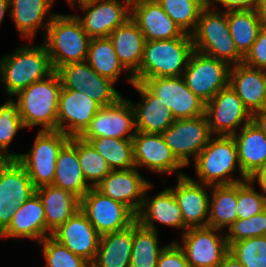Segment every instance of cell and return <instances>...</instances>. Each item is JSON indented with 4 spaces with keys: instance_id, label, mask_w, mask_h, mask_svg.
I'll return each instance as SVG.
<instances>
[{
    "instance_id": "obj_15",
    "label": "cell",
    "mask_w": 266,
    "mask_h": 267,
    "mask_svg": "<svg viewBox=\"0 0 266 267\" xmlns=\"http://www.w3.org/2000/svg\"><path fill=\"white\" fill-rule=\"evenodd\" d=\"M205 115L211 133L218 136H233L239 125L251 122L250 112L230 86L220 90L205 104Z\"/></svg>"
},
{
    "instance_id": "obj_26",
    "label": "cell",
    "mask_w": 266,
    "mask_h": 267,
    "mask_svg": "<svg viewBox=\"0 0 266 267\" xmlns=\"http://www.w3.org/2000/svg\"><path fill=\"white\" fill-rule=\"evenodd\" d=\"M35 193L45 210V238L47 231L50 236L80 209L79 198L52 184L36 188Z\"/></svg>"
},
{
    "instance_id": "obj_5",
    "label": "cell",
    "mask_w": 266,
    "mask_h": 267,
    "mask_svg": "<svg viewBox=\"0 0 266 267\" xmlns=\"http://www.w3.org/2000/svg\"><path fill=\"white\" fill-rule=\"evenodd\" d=\"M15 51L0 60L1 81L11 96L54 72L44 44L35 47L24 45Z\"/></svg>"
},
{
    "instance_id": "obj_27",
    "label": "cell",
    "mask_w": 266,
    "mask_h": 267,
    "mask_svg": "<svg viewBox=\"0 0 266 267\" xmlns=\"http://www.w3.org/2000/svg\"><path fill=\"white\" fill-rule=\"evenodd\" d=\"M108 38L113 44L120 63L131 76L129 82L132 85V76L139 70L145 45V37L137 23L129 18L124 24L115 29Z\"/></svg>"
},
{
    "instance_id": "obj_4",
    "label": "cell",
    "mask_w": 266,
    "mask_h": 267,
    "mask_svg": "<svg viewBox=\"0 0 266 267\" xmlns=\"http://www.w3.org/2000/svg\"><path fill=\"white\" fill-rule=\"evenodd\" d=\"M210 9L206 6L200 12L196 30L191 34L194 50L230 66L243 63L244 57L237 51L230 34L227 11L220 13Z\"/></svg>"
},
{
    "instance_id": "obj_1",
    "label": "cell",
    "mask_w": 266,
    "mask_h": 267,
    "mask_svg": "<svg viewBox=\"0 0 266 267\" xmlns=\"http://www.w3.org/2000/svg\"><path fill=\"white\" fill-rule=\"evenodd\" d=\"M193 51L192 35L187 33L174 39L145 41L139 70L132 78L143 83L148 78L182 76Z\"/></svg>"
},
{
    "instance_id": "obj_37",
    "label": "cell",
    "mask_w": 266,
    "mask_h": 267,
    "mask_svg": "<svg viewBox=\"0 0 266 267\" xmlns=\"http://www.w3.org/2000/svg\"><path fill=\"white\" fill-rule=\"evenodd\" d=\"M89 142L104 157L111 170L135 167L132 139L100 137L93 138Z\"/></svg>"
},
{
    "instance_id": "obj_10",
    "label": "cell",
    "mask_w": 266,
    "mask_h": 267,
    "mask_svg": "<svg viewBox=\"0 0 266 267\" xmlns=\"http://www.w3.org/2000/svg\"><path fill=\"white\" fill-rule=\"evenodd\" d=\"M35 191L27 171L16 159L0 165V234L11 223L16 209Z\"/></svg>"
},
{
    "instance_id": "obj_18",
    "label": "cell",
    "mask_w": 266,
    "mask_h": 267,
    "mask_svg": "<svg viewBox=\"0 0 266 267\" xmlns=\"http://www.w3.org/2000/svg\"><path fill=\"white\" fill-rule=\"evenodd\" d=\"M151 186L150 182L145 180L134 167L125 170H111L95 188L103 195L125 204L137 214L143 198Z\"/></svg>"
},
{
    "instance_id": "obj_44",
    "label": "cell",
    "mask_w": 266,
    "mask_h": 267,
    "mask_svg": "<svg viewBox=\"0 0 266 267\" xmlns=\"http://www.w3.org/2000/svg\"><path fill=\"white\" fill-rule=\"evenodd\" d=\"M112 80L99 75L89 65V82L82 92L96 101L101 107L116 103L122 96L113 87Z\"/></svg>"
},
{
    "instance_id": "obj_55",
    "label": "cell",
    "mask_w": 266,
    "mask_h": 267,
    "mask_svg": "<svg viewBox=\"0 0 266 267\" xmlns=\"http://www.w3.org/2000/svg\"><path fill=\"white\" fill-rule=\"evenodd\" d=\"M68 1L74 7L75 1H77V3L83 4V3H87V2H90V1H96V0H68Z\"/></svg>"
},
{
    "instance_id": "obj_51",
    "label": "cell",
    "mask_w": 266,
    "mask_h": 267,
    "mask_svg": "<svg viewBox=\"0 0 266 267\" xmlns=\"http://www.w3.org/2000/svg\"><path fill=\"white\" fill-rule=\"evenodd\" d=\"M251 122L266 136V108L252 113Z\"/></svg>"
},
{
    "instance_id": "obj_17",
    "label": "cell",
    "mask_w": 266,
    "mask_h": 267,
    "mask_svg": "<svg viewBox=\"0 0 266 267\" xmlns=\"http://www.w3.org/2000/svg\"><path fill=\"white\" fill-rule=\"evenodd\" d=\"M100 108L86 93L62 88L57 109V130L69 137L80 136ZM66 121L69 124L63 126Z\"/></svg>"
},
{
    "instance_id": "obj_56",
    "label": "cell",
    "mask_w": 266,
    "mask_h": 267,
    "mask_svg": "<svg viewBox=\"0 0 266 267\" xmlns=\"http://www.w3.org/2000/svg\"><path fill=\"white\" fill-rule=\"evenodd\" d=\"M9 158L0 151V165L4 164Z\"/></svg>"
},
{
    "instance_id": "obj_40",
    "label": "cell",
    "mask_w": 266,
    "mask_h": 267,
    "mask_svg": "<svg viewBox=\"0 0 266 267\" xmlns=\"http://www.w3.org/2000/svg\"><path fill=\"white\" fill-rule=\"evenodd\" d=\"M229 253L244 267H266V236L234 242L229 246Z\"/></svg>"
},
{
    "instance_id": "obj_53",
    "label": "cell",
    "mask_w": 266,
    "mask_h": 267,
    "mask_svg": "<svg viewBox=\"0 0 266 267\" xmlns=\"http://www.w3.org/2000/svg\"><path fill=\"white\" fill-rule=\"evenodd\" d=\"M256 11L262 26L266 27V0H259Z\"/></svg>"
},
{
    "instance_id": "obj_6",
    "label": "cell",
    "mask_w": 266,
    "mask_h": 267,
    "mask_svg": "<svg viewBox=\"0 0 266 267\" xmlns=\"http://www.w3.org/2000/svg\"><path fill=\"white\" fill-rule=\"evenodd\" d=\"M196 173L204 185H229L248 180L238 161L237 147L233 136H216L202 149L195 161ZM238 166L242 179L232 178Z\"/></svg>"
},
{
    "instance_id": "obj_48",
    "label": "cell",
    "mask_w": 266,
    "mask_h": 267,
    "mask_svg": "<svg viewBox=\"0 0 266 267\" xmlns=\"http://www.w3.org/2000/svg\"><path fill=\"white\" fill-rule=\"evenodd\" d=\"M157 267H191L184 251L176 242L167 245L161 252Z\"/></svg>"
},
{
    "instance_id": "obj_7",
    "label": "cell",
    "mask_w": 266,
    "mask_h": 267,
    "mask_svg": "<svg viewBox=\"0 0 266 267\" xmlns=\"http://www.w3.org/2000/svg\"><path fill=\"white\" fill-rule=\"evenodd\" d=\"M69 139L59 130H40L30 152L16 154L35 188L53 183L59 151Z\"/></svg>"
},
{
    "instance_id": "obj_2",
    "label": "cell",
    "mask_w": 266,
    "mask_h": 267,
    "mask_svg": "<svg viewBox=\"0 0 266 267\" xmlns=\"http://www.w3.org/2000/svg\"><path fill=\"white\" fill-rule=\"evenodd\" d=\"M46 30L44 46L54 71L65 64L86 61L91 38L77 15L55 14Z\"/></svg>"
},
{
    "instance_id": "obj_54",
    "label": "cell",
    "mask_w": 266,
    "mask_h": 267,
    "mask_svg": "<svg viewBox=\"0 0 266 267\" xmlns=\"http://www.w3.org/2000/svg\"><path fill=\"white\" fill-rule=\"evenodd\" d=\"M10 7L9 0H0V24L4 18L6 10Z\"/></svg>"
},
{
    "instance_id": "obj_42",
    "label": "cell",
    "mask_w": 266,
    "mask_h": 267,
    "mask_svg": "<svg viewBox=\"0 0 266 267\" xmlns=\"http://www.w3.org/2000/svg\"><path fill=\"white\" fill-rule=\"evenodd\" d=\"M23 127L18 105L10 99L0 107V151L4 152L9 159H16V154L5 153V151L17 131Z\"/></svg>"
},
{
    "instance_id": "obj_28",
    "label": "cell",
    "mask_w": 266,
    "mask_h": 267,
    "mask_svg": "<svg viewBox=\"0 0 266 267\" xmlns=\"http://www.w3.org/2000/svg\"><path fill=\"white\" fill-rule=\"evenodd\" d=\"M0 237L45 239V210L39 196L34 193L16 209L9 226Z\"/></svg>"
},
{
    "instance_id": "obj_52",
    "label": "cell",
    "mask_w": 266,
    "mask_h": 267,
    "mask_svg": "<svg viewBox=\"0 0 266 267\" xmlns=\"http://www.w3.org/2000/svg\"><path fill=\"white\" fill-rule=\"evenodd\" d=\"M217 267H244V266L228 252L222 259V262Z\"/></svg>"
},
{
    "instance_id": "obj_31",
    "label": "cell",
    "mask_w": 266,
    "mask_h": 267,
    "mask_svg": "<svg viewBox=\"0 0 266 267\" xmlns=\"http://www.w3.org/2000/svg\"><path fill=\"white\" fill-rule=\"evenodd\" d=\"M133 247V224L129 227L102 235L94 267H130Z\"/></svg>"
},
{
    "instance_id": "obj_21",
    "label": "cell",
    "mask_w": 266,
    "mask_h": 267,
    "mask_svg": "<svg viewBox=\"0 0 266 267\" xmlns=\"http://www.w3.org/2000/svg\"><path fill=\"white\" fill-rule=\"evenodd\" d=\"M131 18L146 41L174 39L184 34L156 0H132Z\"/></svg>"
},
{
    "instance_id": "obj_50",
    "label": "cell",
    "mask_w": 266,
    "mask_h": 267,
    "mask_svg": "<svg viewBox=\"0 0 266 267\" xmlns=\"http://www.w3.org/2000/svg\"><path fill=\"white\" fill-rule=\"evenodd\" d=\"M248 180L254 184L258 181V184L262 188L263 196L266 199V162L262 164L254 173H252Z\"/></svg>"
},
{
    "instance_id": "obj_45",
    "label": "cell",
    "mask_w": 266,
    "mask_h": 267,
    "mask_svg": "<svg viewBox=\"0 0 266 267\" xmlns=\"http://www.w3.org/2000/svg\"><path fill=\"white\" fill-rule=\"evenodd\" d=\"M228 230L230 233L225 235L228 247L239 240L266 236V209L253 217L237 219Z\"/></svg>"
},
{
    "instance_id": "obj_22",
    "label": "cell",
    "mask_w": 266,
    "mask_h": 267,
    "mask_svg": "<svg viewBox=\"0 0 266 267\" xmlns=\"http://www.w3.org/2000/svg\"><path fill=\"white\" fill-rule=\"evenodd\" d=\"M205 186L209 185L200 184L179 173L177 186L170 188L188 228L208 226L210 198L204 189Z\"/></svg>"
},
{
    "instance_id": "obj_13",
    "label": "cell",
    "mask_w": 266,
    "mask_h": 267,
    "mask_svg": "<svg viewBox=\"0 0 266 267\" xmlns=\"http://www.w3.org/2000/svg\"><path fill=\"white\" fill-rule=\"evenodd\" d=\"M133 127H136L133 104L121 97L116 103L101 107L79 137L88 142L100 137L133 139L136 134V129L130 133Z\"/></svg>"
},
{
    "instance_id": "obj_35",
    "label": "cell",
    "mask_w": 266,
    "mask_h": 267,
    "mask_svg": "<svg viewBox=\"0 0 266 267\" xmlns=\"http://www.w3.org/2000/svg\"><path fill=\"white\" fill-rule=\"evenodd\" d=\"M87 63L99 75L115 82L122 70H126L120 63L110 39L92 38L88 47Z\"/></svg>"
},
{
    "instance_id": "obj_29",
    "label": "cell",
    "mask_w": 266,
    "mask_h": 267,
    "mask_svg": "<svg viewBox=\"0 0 266 267\" xmlns=\"http://www.w3.org/2000/svg\"><path fill=\"white\" fill-rule=\"evenodd\" d=\"M136 221L151 230H156L153 223L155 221L180 229H189L184 224L182 212L170 188L157 194L151 201L146 200L144 196L141 208L136 214Z\"/></svg>"
},
{
    "instance_id": "obj_47",
    "label": "cell",
    "mask_w": 266,
    "mask_h": 267,
    "mask_svg": "<svg viewBox=\"0 0 266 267\" xmlns=\"http://www.w3.org/2000/svg\"><path fill=\"white\" fill-rule=\"evenodd\" d=\"M247 66L266 70V27L262 26L256 41L243 59Z\"/></svg>"
},
{
    "instance_id": "obj_39",
    "label": "cell",
    "mask_w": 266,
    "mask_h": 267,
    "mask_svg": "<svg viewBox=\"0 0 266 267\" xmlns=\"http://www.w3.org/2000/svg\"><path fill=\"white\" fill-rule=\"evenodd\" d=\"M78 157L80 167L86 181L90 182L91 187L99 184L110 172L104 157H102L93 145L78 136Z\"/></svg>"
},
{
    "instance_id": "obj_46",
    "label": "cell",
    "mask_w": 266,
    "mask_h": 267,
    "mask_svg": "<svg viewBox=\"0 0 266 267\" xmlns=\"http://www.w3.org/2000/svg\"><path fill=\"white\" fill-rule=\"evenodd\" d=\"M62 88L82 92L89 82V64L86 61L65 64L56 70Z\"/></svg>"
},
{
    "instance_id": "obj_38",
    "label": "cell",
    "mask_w": 266,
    "mask_h": 267,
    "mask_svg": "<svg viewBox=\"0 0 266 267\" xmlns=\"http://www.w3.org/2000/svg\"><path fill=\"white\" fill-rule=\"evenodd\" d=\"M156 1L176 25L187 34H192L196 30L200 12L207 6V0Z\"/></svg>"
},
{
    "instance_id": "obj_34",
    "label": "cell",
    "mask_w": 266,
    "mask_h": 267,
    "mask_svg": "<svg viewBox=\"0 0 266 267\" xmlns=\"http://www.w3.org/2000/svg\"><path fill=\"white\" fill-rule=\"evenodd\" d=\"M227 19L237 51L245 57L262 28L258 13L256 10H230Z\"/></svg>"
},
{
    "instance_id": "obj_9",
    "label": "cell",
    "mask_w": 266,
    "mask_h": 267,
    "mask_svg": "<svg viewBox=\"0 0 266 267\" xmlns=\"http://www.w3.org/2000/svg\"><path fill=\"white\" fill-rule=\"evenodd\" d=\"M80 210L101 236L123 230L136 221V214L129 207L95 187L80 199Z\"/></svg>"
},
{
    "instance_id": "obj_8",
    "label": "cell",
    "mask_w": 266,
    "mask_h": 267,
    "mask_svg": "<svg viewBox=\"0 0 266 267\" xmlns=\"http://www.w3.org/2000/svg\"><path fill=\"white\" fill-rule=\"evenodd\" d=\"M231 66L224 61L193 51L182 74L187 87L205 104L229 86Z\"/></svg>"
},
{
    "instance_id": "obj_3",
    "label": "cell",
    "mask_w": 266,
    "mask_h": 267,
    "mask_svg": "<svg viewBox=\"0 0 266 267\" xmlns=\"http://www.w3.org/2000/svg\"><path fill=\"white\" fill-rule=\"evenodd\" d=\"M62 84L54 71L47 78L20 90L18 113L24 127L43 126L41 130H57V109Z\"/></svg>"
},
{
    "instance_id": "obj_19",
    "label": "cell",
    "mask_w": 266,
    "mask_h": 267,
    "mask_svg": "<svg viewBox=\"0 0 266 267\" xmlns=\"http://www.w3.org/2000/svg\"><path fill=\"white\" fill-rule=\"evenodd\" d=\"M51 236L89 264L94 262L101 235L80 209Z\"/></svg>"
},
{
    "instance_id": "obj_24",
    "label": "cell",
    "mask_w": 266,
    "mask_h": 267,
    "mask_svg": "<svg viewBox=\"0 0 266 267\" xmlns=\"http://www.w3.org/2000/svg\"><path fill=\"white\" fill-rule=\"evenodd\" d=\"M52 185L71 192L79 199L92 188L80 167L78 136L70 137L60 149Z\"/></svg>"
},
{
    "instance_id": "obj_11",
    "label": "cell",
    "mask_w": 266,
    "mask_h": 267,
    "mask_svg": "<svg viewBox=\"0 0 266 267\" xmlns=\"http://www.w3.org/2000/svg\"><path fill=\"white\" fill-rule=\"evenodd\" d=\"M166 144L175 157L187 166L189 157L194 160L212 138L206 115L194 118L178 119L162 133Z\"/></svg>"
},
{
    "instance_id": "obj_30",
    "label": "cell",
    "mask_w": 266,
    "mask_h": 267,
    "mask_svg": "<svg viewBox=\"0 0 266 267\" xmlns=\"http://www.w3.org/2000/svg\"><path fill=\"white\" fill-rule=\"evenodd\" d=\"M242 173L248 178L266 162V136L252 122L233 135Z\"/></svg>"
},
{
    "instance_id": "obj_43",
    "label": "cell",
    "mask_w": 266,
    "mask_h": 267,
    "mask_svg": "<svg viewBox=\"0 0 266 267\" xmlns=\"http://www.w3.org/2000/svg\"><path fill=\"white\" fill-rule=\"evenodd\" d=\"M237 219H247L266 209V199L249 181L237 183Z\"/></svg>"
},
{
    "instance_id": "obj_14",
    "label": "cell",
    "mask_w": 266,
    "mask_h": 267,
    "mask_svg": "<svg viewBox=\"0 0 266 267\" xmlns=\"http://www.w3.org/2000/svg\"><path fill=\"white\" fill-rule=\"evenodd\" d=\"M214 227H193L183 234V245L176 242L184 251L191 267H217L229 252L225 235L215 232Z\"/></svg>"
},
{
    "instance_id": "obj_16",
    "label": "cell",
    "mask_w": 266,
    "mask_h": 267,
    "mask_svg": "<svg viewBox=\"0 0 266 267\" xmlns=\"http://www.w3.org/2000/svg\"><path fill=\"white\" fill-rule=\"evenodd\" d=\"M126 5L119 0H96L80 4L87 12L83 18L77 16L84 31L92 38H107L115 29L131 18V2Z\"/></svg>"
},
{
    "instance_id": "obj_32",
    "label": "cell",
    "mask_w": 266,
    "mask_h": 267,
    "mask_svg": "<svg viewBox=\"0 0 266 267\" xmlns=\"http://www.w3.org/2000/svg\"><path fill=\"white\" fill-rule=\"evenodd\" d=\"M54 0H9L11 10V16L15 21L16 28L20 34L26 38L33 39L34 34L43 24L47 29L51 19L54 15H51L49 20L43 23L45 15L51 8ZM47 22V23H46Z\"/></svg>"
},
{
    "instance_id": "obj_41",
    "label": "cell",
    "mask_w": 266,
    "mask_h": 267,
    "mask_svg": "<svg viewBox=\"0 0 266 267\" xmlns=\"http://www.w3.org/2000/svg\"><path fill=\"white\" fill-rule=\"evenodd\" d=\"M39 244L43 246V254L47 265L45 267H88L90 264L82 257L75 255L51 235Z\"/></svg>"
},
{
    "instance_id": "obj_49",
    "label": "cell",
    "mask_w": 266,
    "mask_h": 267,
    "mask_svg": "<svg viewBox=\"0 0 266 267\" xmlns=\"http://www.w3.org/2000/svg\"><path fill=\"white\" fill-rule=\"evenodd\" d=\"M212 1L222 4L226 11L256 10L259 4V0H207V6L211 7Z\"/></svg>"
},
{
    "instance_id": "obj_23",
    "label": "cell",
    "mask_w": 266,
    "mask_h": 267,
    "mask_svg": "<svg viewBox=\"0 0 266 267\" xmlns=\"http://www.w3.org/2000/svg\"><path fill=\"white\" fill-rule=\"evenodd\" d=\"M229 86L250 114L266 108V70L244 63L231 66Z\"/></svg>"
},
{
    "instance_id": "obj_20",
    "label": "cell",
    "mask_w": 266,
    "mask_h": 267,
    "mask_svg": "<svg viewBox=\"0 0 266 267\" xmlns=\"http://www.w3.org/2000/svg\"><path fill=\"white\" fill-rule=\"evenodd\" d=\"M132 141L135 167L146 165L151 171L160 173H172L184 167L162 134L136 131Z\"/></svg>"
},
{
    "instance_id": "obj_33",
    "label": "cell",
    "mask_w": 266,
    "mask_h": 267,
    "mask_svg": "<svg viewBox=\"0 0 266 267\" xmlns=\"http://www.w3.org/2000/svg\"><path fill=\"white\" fill-rule=\"evenodd\" d=\"M209 201L208 226L220 229L228 228L237 220V183L214 185Z\"/></svg>"
},
{
    "instance_id": "obj_25",
    "label": "cell",
    "mask_w": 266,
    "mask_h": 267,
    "mask_svg": "<svg viewBox=\"0 0 266 267\" xmlns=\"http://www.w3.org/2000/svg\"><path fill=\"white\" fill-rule=\"evenodd\" d=\"M141 95L142 103L133 104L135 110L136 131L162 134L174 122L169 108L160 101L142 82L132 84Z\"/></svg>"
},
{
    "instance_id": "obj_36",
    "label": "cell",
    "mask_w": 266,
    "mask_h": 267,
    "mask_svg": "<svg viewBox=\"0 0 266 267\" xmlns=\"http://www.w3.org/2000/svg\"><path fill=\"white\" fill-rule=\"evenodd\" d=\"M157 230L133 223V247L130 267H157L158 259L166 247H159Z\"/></svg>"
},
{
    "instance_id": "obj_12",
    "label": "cell",
    "mask_w": 266,
    "mask_h": 267,
    "mask_svg": "<svg viewBox=\"0 0 266 267\" xmlns=\"http://www.w3.org/2000/svg\"><path fill=\"white\" fill-rule=\"evenodd\" d=\"M143 84L171 110L175 120L205 114V103L187 87L182 76L148 78Z\"/></svg>"
}]
</instances>
